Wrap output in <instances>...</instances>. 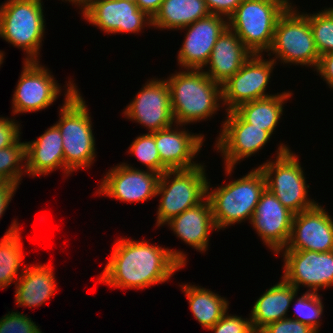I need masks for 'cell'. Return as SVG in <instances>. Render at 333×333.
Instances as JSON below:
<instances>
[{
    "label": "cell",
    "instance_id": "cell-8",
    "mask_svg": "<svg viewBox=\"0 0 333 333\" xmlns=\"http://www.w3.org/2000/svg\"><path fill=\"white\" fill-rule=\"evenodd\" d=\"M291 148L280 144L276 151V160L258 166L263 172L266 188L272 192L284 207L294 214L314 207L317 203L308 198L304 172L297 155Z\"/></svg>",
    "mask_w": 333,
    "mask_h": 333
},
{
    "label": "cell",
    "instance_id": "cell-29",
    "mask_svg": "<svg viewBox=\"0 0 333 333\" xmlns=\"http://www.w3.org/2000/svg\"><path fill=\"white\" fill-rule=\"evenodd\" d=\"M18 225L19 223L14 220L0 240V289L9 287L13 281L16 283L23 273L20 267L24 253ZM19 270L21 272H19ZM18 273L21 274L19 275Z\"/></svg>",
    "mask_w": 333,
    "mask_h": 333
},
{
    "label": "cell",
    "instance_id": "cell-37",
    "mask_svg": "<svg viewBox=\"0 0 333 333\" xmlns=\"http://www.w3.org/2000/svg\"><path fill=\"white\" fill-rule=\"evenodd\" d=\"M19 125L14 119L0 117V149L15 144L21 138Z\"/></svg>",
    "mask_w": 333,
    "mask_h": 333
},
{
    "label": "cell",
    "instance_id": "cell-16",
    "mask_svg": "<svg viewBox=\"0 0 333 333\" xmlns=\"http://www.w3.org/2000/svg\"><path fill=\"white\" fill-rule=\"evenodd\" d=\"M294 213L267 188L262 192L250 224L262 241L276 255L284 249L290 239Z\"/></svg>",
    "mask_w": 333,
    "mask_h": 333
},
{
    "label": "cell",
    "instance_id": "cell-38",
    "mask_svg": "<svg viewBox=\"0 0 333 333\" xmlns=\"http://www.w3.org/2000/svg\"><path fill=\"white\" fill-rule=\"evenodd\" d=\"M209 12L227 19L234 13L243 0H204Z\"/></svg>",
    "mask_w": 333,
    "mask_h": 333
},
{
    "label": "cell",
    "instance_id": "cell-10",
    "mask_svg": "<svg viewBox=\"0 0 333 333\" xmlns=\"http://www.w3.org/2000/svg\"><path fill=\"white\" fill-rule=\"evenodd\" d=\"M226 114L215 147L223 155L226 175L230 176L236 163L261 150L272 135L262 128L245 122L234 110Z\"/></svg>",
    "mask_w": 333,
    "mask_h": 333
},
{
    "label": "cell",
    "instance_id": "cell-12",
    "mask_svg": "<svg viewBox=\"0 0 333 333\" xmlns=\"http://www.w3.org/2000/svg\"><path fill=\"white\" fill-rule=\"evenodd\" d=\"M39 61H25L12 98L13 113L36 112L48 108L61 94L48 68Z\"/></svg>",
    "mask_w": 333,
    "mask_h": 333
},
{
    "label": "cell",
    "instance_id": "cell-1",
    "mask_svg": "<svg viewBox=\"0 0 333 333\" xmlns=\"http://www.w3.org/2000/svg\"><path fill=\"white\" fill-rule=\"evenodd\" d=\"M99 277L107 286L142 289L168 281L187 263L183 251L144 241L120 238Z\"/></svg>",
    "mask_w": 333,
    "mask_h": 333
},
{
    "label": "cell",
    "instance_id": "cell-25",
    "mask_svg": "<svg viewBox=\"0 0 333 333\" xmlns=\"http://www.w3.org/2000/svg\"><path fill=\"white\" fill-rule=\"evenodd\" d=\"M25 266L23 273L15 283L16 304L24 307H36L44 304L57 288L56 279L50 265Z\"/></svg>",
    "mask_w": 333,
    "mask_h": 333
},
{
    "label": "cell",
    "instance_id": "cell-26",
    "mask_svg": "<svg viewBox=\"0 0 333 333\" xmlns=\"http://www.w3.org/2000/svg\"><path fill=\"white\" fill-rule=\"evenodd\" d=\"M210 14L204 0H163L152 18V26L162 30H181Z\"/></svg>",
    "mask_w": 333,
    "mask_h": 333
},
{
    "label": "cell",
    "instance_id": "cell-9",
    "mask_svg": "<svg viewBox=\"0 0 333 333\" xmlns=\"http://www.w3.org/2000/svg\"><path fill=\"white\" fill-rule=\"evenodd\" d=\"M292 4L280 15L276 22L274 39L268 56L275 54L281 63L296 64L317 68L320 55L317 51L313 32L309 24V14L299 13Z\"/></svg>",
    "mask_w": 333,
    "mask_h": 333
},
{
    "label": "cell",
    "instance_id": "cell-2",
    "mask_svg": "<svg viewBox=\"0 0 333 333\" xmlns=\"http://www.w3.org/2000/svg\"><path fill=\"white\" fill-rule=\"evenodd\" d=\"M65 101L60 108L56 126L62 135L64 172L67 176L81 168H88L96 157L95 137L88 107L77 86L68 81Z\"/></svg>",
    "mask_w": 333,
    "mask_h": 333
},
{
    "label": "cell",
    "instance_id": "cell-17",
    "mask_svg": "<svg viewBox=\"0 0 333 333\" xmlns=\"http://www.w3.org/2000/svg\"><path fill=\"white\" fill-rule=\"evenodd\" d=\"M82 16L108 34H137L145 26H152V18L140 10L136 3L126 0L93 1Z\"/></svg>",
    "mask_w": 333,
    "mask_h": 333
},
{
    "label": "cell",
    "instance_id": "cell-5",
    "mask_svg": "<svg viewBox=\"0 0 333 333\" xmlns=\"http://www.w3.org/2000/svg\"><path fill=\"white\" fill-rule=\"evenodd\" d=\"M289 0H243L228 18L233 30L252 54L269 52L275 26L290 5Z\"/></svg>",
    "mask_w": 333,
    "mask_h": 333
},
{
    "label": "cell",
    "instance_id": "cell-33",
    "mask_svg": "<svg viewBox=\"0 0 333 333\" xmlns=\"http://www.w3.org/2000/svg\"><path fill=\"white\" fill-rule=\"evenodd\" d=\"M147 167V170L154 171L161 175V159L156 147L154 132L145 133L136 137L128 151Z\"/></svg>",
    "mask_w": 333,
    "mask_h": 333
},
{
    "label": "cell",
    "instance_id": "cell-42",
    "mask_svg": "<svg viewBox=\"0 0 333 333\" xmlns=\"http://www.w3.org/2000/svg\"><path fill=\"white\" fill-rule=\"evenodd\" d=\"M66 2H72V5H78L79 8L82 10L81 12L84 13L92 4L93 0H65Z\"/></svg>",
    "mask_w": 333,
    "mask_h": 333
},
{
    "label": "cell",
    "instance_id": "cell-23",
    "mask_svg": "<svg viewBox=\"0 0 333 333\" xmlns=\"http://www.w3.org/2000/svg\"><path fill=\"white\" fill-rule=\"evenodd\" d=\"M26 143V174L48 175L56 169L64 170L62 135L54 124L36 140Z\"/></svg>",
    "mask_w": 333,
    "mask_h": 333
},
{
    "label": "cell",
    "instance_id": "cell-32",
    "mask_svg": "<svg viewBox=\"0 0 333 333\" xmlns=\"http://www.w3.org/2000/svg\"><path fill=\"white\" fill-rule=\"evenodd\" d=\"M295 300L294 311L296 316L293 319L309 325L318 333V327L321 325L319 319L323 314L324 308L321 296L318 293L306 291Z\"/></svg>",
    "mask_w": 333,
    "mask_h": 333
},
{
    "label": "cell",
    "instance_id": "cell-39",
    "mask_svg": "<svg viewBox=\"0 0 333 333\" xmlns=\"http://www.w3.org/2000/svg\"><path fill=\"white\" fill-rule=\"evenodd\" d=\"M316 71L323 77L328 86L333 89V52L320 56Z\"/></svg>",
    "mask_w": 333,
    "mask_h": 333
},
{
    "label": "cell",
    "instance_id": "cell-36",
    "mask_svg": "<svg viewBox=\"0 0 333 333\" xmlns=\"http://www.w3.org/2000/svg\"><path fill=\"white\" fill-rule=\"evenodd\" d=\"M258 333H317L309 325L303 324L293 317H286L276 322L270 323L262 328Z\"/></svg>",
    "mask_w": 333,
    "mask_h": 333
},
{
    "label": "cell",
    "instance_id": "cell-40",
    "mask_svg": "<svg viewBox=\"0 0 333 333\" xmlns=\"http://www.w3.org/2000/svg\"><path fill=\"white\" fill-rule=\"evenodd\" d=\"M18 188L15 184H10L7 182H4L0 186V218L3 216L4 212L6 211L9 202H11L16 189Z\"/></svg>",
    "mask_w": 333,
    "mask_h": 333
},
{
    "label": "cell",
    "instance_id": "cell-14",
    "mask_svg": "<svg viewBox=\"0 0 333 333\" xmlns=\"http://www.w3.org/2000/svg\"><path fill=\"white\" fill-rule=\"evenodd\" d=\"M124 110L125 117L145 126L149 133L175 125L170 89L164 79L147 81Z\"/></svg>",
    "mask_w": 333,
    "mask_h": 333
},
{
    "label": "cell",
    "instance_id": "cell-41",
    "mask_svg": "<svg viewBox=\"0 0 333 333\" xmlns=\"http://www.w3.org/2000/svg\"><path fill=\"white\" fill-rule=\"evenodd\" d=\"M162 2L163 0H136L139 9L144 11L151 18L159 11Z\"/></svg>",
    "mask_w": 333,
    "mask_h": 333
},
{
    "label": "cell",
    "instance_id": "cell-35",
    "mask_svg": "<svg viewBox=\"0 0 333 333\" xmlns=\"http://www.w3.org/2000/svg\"><path fill=\"white\" fill-rule=\"evenodd\" d=\"M213 333H256L252 327L251 319L242 316L229 315L227 311L222 318L211 328Z\"/></svg>",
    "mask_w": 333,
    "mask_h": 333
},
{
    "label": "cell",
    "instance_id": "cell-27",
    "mask_svg": "<svg viewBox=\"0 0 333 333\" xmlns=\"http://www.w3.org/2000/svg\"><path fill=\"white\" fill-rule=\"evenodd\" d=\"M291 96V92L284 91L267 98L246 102L234 111L245 122L262 128L272 135L283 115V105Z\"/></svg>",
    "mask_w": 333,
    "mask_h": 333
},
{
    "label": "cell",
    "instance_id": "cell-6",
    "mask_svg": "<svg viewBox=\"0 0 333 333\" xmlns=\"http://www.w3.org/2000/svg\"><path fill=\"white\" fill-rule=\"evenodd\" d=\"M44 18L41 0H7L0 5V37L26 52L25 61H39Z\"/></svg>",
    "mask_w": 333,
    "mask_h": 333
},
{
    "label": "cell",
    "instance_id": "cell-22",
    "mask_svg": "<svg viewBox=\"0 0 333 333\" xmlns=\"http://www.w3.org/2000/svg\"><path fill=\"white\" fill-rule=\"evenodd\" d=\"M165 224L170 226L177 238L202 253L208 248L210 232L217 230L208 198L171 218Z\"/></svg>",
    "mask_w": 333,
    "mask_h": 333
},
{
    "label": "cell",
    "instance_id": "cell-7",
    "mask_svg": "<svg viewBox=\"0 0 333 333\" xmlns=\"http://www.w3.org/2000/svg\"><path fill=\"white\" fill-rule=\"evenodd\" d=\"M207 185L204 164L186 170H167L161 174L156 191V196H161L156 226L164 225L186 209L203 202L207 198Z\"/></svg>",
    "mask_w": 333,
    "mask_h": 333
},
{
    "label": "cell",
    "instance_id": "cell-20",
    "mask_svg": "<svg viewBox=\"0 0 333 333\" xmlns=\"http://www.w3.org/2000/svg\"><path fill=\"white\" fill-rule=\"evenodd\" d=\"M154 132L156 147L161 159V174L167 170H186L195 168L201 163L193 159L200 152L204 135L192 134L187 130H178L183 125H175Z\"/></svg>",
    "mask_w": 333,
    "mask_h": 333
},
{
    "label": "cell",
    "instance_id": "cell-46",
    "mask_svg": "<svg viewBox=\"0 0 333 333\" xmlns=\"http://www.w3.org/2000/svg\"><path fill=\"white\" fill-rule=\"evenodd\" d=\"M93 1H110V0H93Z\"/></svg>",
    "mask_w": 333,
    "mask_h": 333
},
{
    "label": "cell",
    "instance_id": "cell-21",
    "mask_svg": "<svg viewBox=\"0 0 333 333\" xmlns=\"http://www.w3.org/2000/svg\"><path fill=\"white\" fill-rule=\"evenodd\" d=\"M252 53L229 27L217 39L204 71L214 82L222 85L232 77Z\"/></svg>",
    "mask_w": 333,
    "mask_h": 333
},
{
    "label": "cell",
    "instance_id": "cell-44",
    "mask_svg": "<svg viewBox=\"0 0 333 333\" xmlns=\"http://www.w3.org/2000/svg\"><path fill=\"white\" fill-rule=\"evenodd\" d=\"M126 1L136 3V0H126Z\"/></svg>",
    "mask_w": 333,
    "mask_h": 333
},
{
    "label": "cell",
    "instance_id": "cell-34",
    "mask_svg": "<svg viewBox=\"0 0 333 333\" xmlns=\"http://www.w3.org/2000/svg\"><path fill=\"white\" fill-rule=\"evenodd\" d=\"M0 333H42L40 328L27 315L8 312L0 319Z\"/></svg>",
    "mask_w": 333,
    "mask_h": 333
},
{
    "label": "cell",
    "instance_id": "cell-31",
    "mask_svg": "<svg viewBox=\"0 0 333 333\" xmlns=\"http://www.w3.org/2000/svg\"><path fill=\"white\" fill-rule=\"evenodd\" d=\"M309 24L319 55L333 52V7L309 14Z\"/></svg>",
    "mask_w": 333,
    "mask_h": 333
},
{
    "label": "cell",
    "instance_id": "cell-18",
    "mask_svg": "<svg viewBox=\"0 0 333 333\" xmlns=\"http://www.w3.org/2000/svg\"><path fill=\"white\" fill-rule=\"evenodd\" d=\"M282 250L333 251V219L317 204L294 214L291 236Z\"/></svg>",
    "mask_w": 333,
    "mask_h": 333
},
{
    "label": "cell",
    "instance_id": "cell-30",
    "mask_svg": "<svg viewBox=\"0 0 333 333\" xmlns=\"http://www.w3.org/2000/svg\"><path fill=\"white\" fill-rule=\"evenodd\" d=\"M24 172L26 173V143L19 139L15 144L0 149V178L19 186Z\"/></svg>",
    "mask_w": 333,
    "mask_h": 333
},
{
    "label": "cell",
    "instance_id": "cell-24",
    "mask_svg": "<svg viewBox=\"0 0 333 333\" xmlns=\"http://www.w3.org/2000/svg\"><path fill=\"white\" fill-rule=\"evenodd\" d=\"M298 291L283 277L280 282L267 289L251 310L250 319L254 331L258 333L266 325L286 318Z\"/></svg>",
    "mask_w": 333,
    "mask_h": 333
},
{
    "label": "cell",
    "instance_id": "cell-13",
    "mask_svg": "<svg viewBox=\"0 0 333 333\" xmlns=\"http://www.w3.org/2000/svg\"><path fill=\"white\" fill-rule=\"evenodd\" d=\"M284 251V252H283ZM284 259L283 278L297 290L318 293L319 288L333 286V251L281 250Z\"/></svg>",
    "mask_w": 333,
    "mask_h": 333
},
{
    "label": "cell",
    "instance_id": "cell-19",
    "mask_svg": "<svg viewBox=\"0 0 333 333\" xmlns=\"http://www.w3.org/2000/svg\"><path fill=\"white\" fill-rule=\"evenodd\" d=\"M228 27V19L210 14L182 29L188 32L179 49L177 61L185 69H203L219 36Z\"/></svg>",
    "mask_w": 333,
    "mask_h": 333
},
{
    "label": "cell",
    "instance_id": "cell-15",
    "mask_svg": "<svg viewBox=\"0 0 333 333\" xmlns=\"http://www.w3.org/2000/svg\"><path fill=\"white\" fill-rule=\"evenodd\" d=\"M160 174L122 163L111 168L98 186L97 193L125 202H143L156 196Z\"/></svg>",
    "mask_w": 333,
    "mask_h": 333
},
{
    "label": "cell",
    "instance_id": "cell-3",
    "mask_svg": "<svg viewBox=\"0 0 333 333\" xmlns=\"http://www.w3.org/2000/svg\"><path fill=\"white\" fill-rule=\"evenodd\" d=\"M165 80L170 89L175 124L204 121L220 110L221 85L214 82L203 69H185L171 74Z\"/></svg>",
    "mask_w": 333,
    "mask_h": 333
},
{
    "label": "cell",
    "instance_id": "cell-4",
    "mask_svg": "<svg viewBox=\"0 0 333 333\" xmlns=\"http://www.w3.org/2000/svg\"><path fill=\"white\" fill-rule=\"evenodd\" d=\"M265 188V177L259 167L214 190L208 182L207 198L217 231L246 219L250 222Z\"/></svg>",
    "mask_w": 333,
    "mask_h": 333
},
{
    "label": "cell",
    "instance_id": "cell-45",
    "mask_svg": "<svg viewBox=\"0 0 333 333\" xmlns=\"http://www.w3.org/2000/svg\"><path fill=\"white\" fill-rule=\"evenodd\" d=\"M4 183V181L0 178V186Z\"/></svg>",
    "mask_w": 333,
    "mask_h": 333
},
{
    "label": "cell",
    "instance_id": "cell-28",
    "mask_svg": "<svg viewBox=\"0 0 333 333\" xmlns=\"http://www.w3.org/2000/svg\"><path fill=\"white\" fill-rule=\"evenodd\" d=\"M180 287L185 293L194 318L206 330L213 327L229 308L226 298L209 289L190 284Z\"/></svg>",
    "mask_w": 333,
    "mask_h": 333
},
{
    "label": "cell",
    "instance_id": "cell-43",
    "mask_svg": "<svg viewBox=\"0 0 333 333\" xmlns=\"http://www.w3.org/2000/svg\"><path fill=\"white\" fill-rule=\"evenodd\" d=\"M4 52H2L1 50H0V66L2 65V63H3V60H4Z\"/></svg>",
    "mask_w": 333,
    "mask_h": 333
},
{
    "label": "cell",
    "instance_id": "cell-11",
    "mask_svg": "<svg viewBox=\"0 0 333 333\" xmlns=\"http://www.w3.org/2000/svg\"><path fill=\"white\" fill-rule=\"evenodd\" d=\"M275 64L272 58L267 60L262 54H252L240 70L221 85L225 110L232 111L246 102L273 96L265 91Z\"/></svg>",
    "mask_w": 333,
    "mask_h": 333
}]
</instances>
